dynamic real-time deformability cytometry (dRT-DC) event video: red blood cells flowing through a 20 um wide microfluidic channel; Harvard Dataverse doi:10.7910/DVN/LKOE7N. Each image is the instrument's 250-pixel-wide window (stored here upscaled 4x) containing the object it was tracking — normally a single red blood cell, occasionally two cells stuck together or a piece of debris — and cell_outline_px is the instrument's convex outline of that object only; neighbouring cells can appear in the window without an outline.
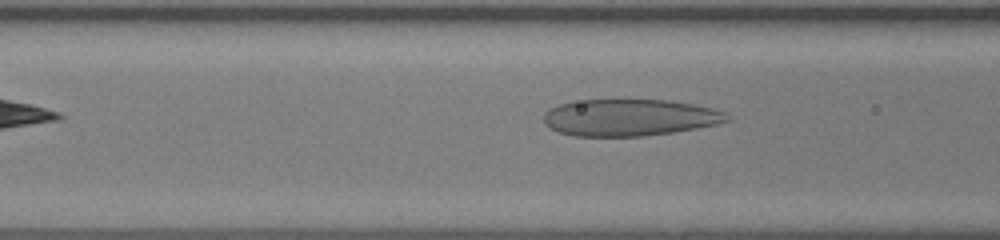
{"species": "human", "species_latin": "Homo sapiens", "temperature_condition": "room temperature", "stored_images_in_passage": 44, "camera_frame_rate_fps": 3000, "um_per_image_px": 0.085, "donor": {"sex": "female"}, "frame": {"image": 1, "passage_image": 7, "time_ms": 2.0, "image_size_px": [1000, 240], "cell_outline_px": [[732, 120], [716, 124], [696, 128], [672, 132], [644, 136], [572, 136], [548, 128], [544, 124], [544, 112], [548, 108], [572, 100], [668, 100], [692, 104], [712, 108], [724, 112], [732, 116]], "centroid_in_image_um": [53.49, 9.99], "position_along_channel_um": 113.1, "area_um2": 39.54}}
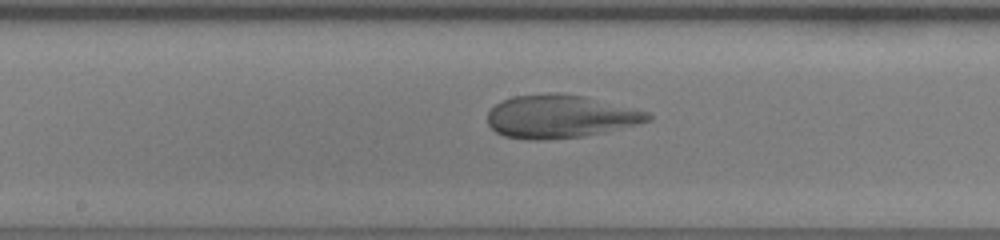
{"frame": {"image": 2, "passage_image": 15, "time_ms": 4.667, "image_size_px": [1000, 240], "cell_outline_px": [[652, 120], [604, 132], [584, 136], [544, 140], [528, 140], [504, 136], [496, 132], [488, 124], [488, 112], [496, 104], [512, 96], [548, 92], [560, 92], [584, 96], [648, 112], [652, 116]], "centroid_in_image_um": [47.58, 9.89], "position_along_channel_um": 200.6, "area_um2": 40.29}}
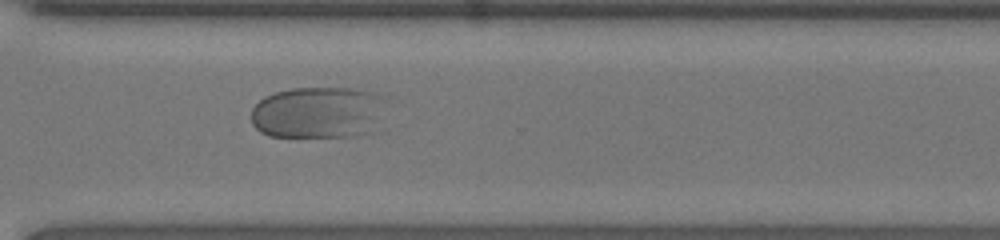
{"frame": {"image": 3, "passage_image": 28, "time_ms": 9.0, "image_size_px": [1000, 240], "cell_outline_px": [[384, 128], [380, 132], [356, 136], [268, 136], [260, 132], [252, 124], [252, 108], [264, 96], [276, 92], [292, 88], [348, 88], [372, 92], [380, 96]], "centroid_in_image_um": [27.1, 9.59], "position_along_channel_um": 343.5, "area_um2": 41.33}}